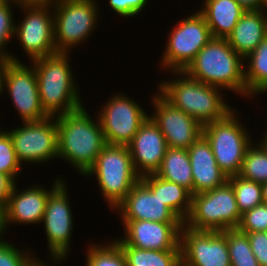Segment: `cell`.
Returning <instances> with one entry per match:
<instances>
[{
	"label": "cell",
	"mask_w": 267,
	"mask_h": 266,
	"mask_svg": "<svg viewBox=\"0 0 267 266\" xmlns=\"http://www.w3.org/2000/svg\"><path fill=\"white\" fill-rule=\"evenodd\" d=\"M96 117V120H95ZM92 118L84 106L56 117L60 159L82 176L94 165L107 145L100 121Z\"/></svg>",
	"instance_id": "cell-1"
},
{
	"label": "cell",
	"mask_w": 267,
	"mask_h": 266,
	"mask_svg": "<svg viewBox=\"0 0 267 266\" xmlns=\"http://www.w3.org/2000/svg\"><path fill=\"white\" fill-rule=\"evenodd\" d=\"M169 74L175 79L169 77L168 81H160L157 91L202 126L224 119L235 109L224 101L223 90L219 87L192 79L184 71H170Z\"/></svg>",
	"instance_id": "cell-2"
},
{
	"label": "cell",
	"mask_w": 267,
	"mask_h": 266,
	"mask_svg": "<svg viewBox=\"0 0 267 266\" xmlns=\"http://www.w3.org/2000/svg\"><path fill=\"white\" fill-rule=\"evenodd\" d=\"M70 55L56 53L31 61L36 72L40 102L49 117L67 114L84 106Z\"/></svg>",
	"instance_id": "cell-3"
},
{
	"label": "cell",
	"mask_w": 267,
	"mask_h": 266,
	"mask_svg": "<svg viewBox=\"0 0 267 266\" xmlns=\"http://www.w3.org/2000/svg\"><path fill=\"white\" fill-rule=\"evenodd\" d=\"M184 72L192 79L246 98L244 59L227 39L211 38Z\"/></svg>",
	"instance_id": "cell-4"
},
{
	"label": "cell",
	"mask_w": 267,
	"mask_h": 266,
	"mask_svg": "<svg viewBox=\"0 0 267 266\" xmlns=\"http://www.w3.org/2000/svg\"><path fill=\"white\" fill-rule=\"evenodd\" d=\"M96 177L98 189L109 207L116 206L140 179L127 146L107 144L83 177Z\"/></svg>",
	"instance_id": "cell-5"
},
{
	"label": "cell",
	"mask_w": 267,
	"mask_h": 266,
	"mask_svg": "<svg viewBox=\"0 0 267 266\" xmlns=\"http://www.w3.org/2000/svg\"><path fill=\"white\" fill-rule=\"evenodd\" d=\"M52 6L57 53H71L94 35L100 18L97 0H55Z\"/></svg>",
	"instance_id": "cell-6"
},
{
	"label": "cell",
	"mask_w": 267,
	"mask_h": 266,
	"mask_svg": "<svg viewBox=\"0 0 267 266\" xmlns=\"http://www.w3.org/2000/svg\"><path fill=\"white\" fill-rule=\"evenodd\" d=\"M241 215L233 187L227 180L211 191L192 195L184 226L197 231H225L237 228Z\"/></svg>",
	"instance_id": "cell-7"
},
{
	"label": "cell",
	"mask_w": 267,
	"mask_h": 266,
	"mask_svg": "<svg viewBox=\"0 0 267 266\" xmlns=\"http://www.w3.org/2000/svg\"><path fill=\"white\" fill-rule=\"evenodd\" d=\"M238 113L234 109L224 119L203 126V136L211 145L216 163L228 177L239 174L245 153L255 142Z\"/></svg>",
	"instance_id": "cell-8"
},
{
	"label": "cell",
	"mask_w": 267,
	"mask_h": 266,
	"mask_svg": "<svg viewBox=\"0 0 267 266\" xmlns=\"http://www.w3.org/2000/svg\"><path fill=\"white\" fill-rule=\"evenodd\" d=\"M168 33L160 60L161 69L168 72L184 71L213 38L204 16L197 10L178 21Z\"/></svg>",
	"instance_id": "cell-9"
},
{
	"label": "cell",
	"mask_w": 267,
	"mask_h": 266,
	"mask_svg": "<svg viewBox=\"0 0 267 266\" xmlns=\"http://www.w3.org/2000/svg\"><path fill=\"white\" fill-rule=\"evenodd\" d=\"M9 133L18 161L25 164H42L57 159L58 132L56 117H48L37 122H23Z\"/></svg>",
	"instance_id": "cell-10"
},
{
	"label": "cell",
	"mask_w": 267,
	"mask_h": 266,
	"mask_svg": "<svg viewBox=\"0 0 267 266\" xmlns=\"http://www.w3.org/2000/svg\"><path fill=\"white\" fill-rule=\"evenodd\" d=\"M23 17L15 23L14 39L22 46L26 56L33 61L56 54L54 43V15L52 3L20 6ZM16 37V38H15Z\"/></svg>",
	"instance_id": "cell-11"
},
{
	"label": "cell",
	"mask_w": 267,
	"mask_h": 266,
	"mask_svg": "<svg viewBox=\"0 0 267 266\" xmlns=\"http://www.w3.org/2000/svg\"><path fill=\"white\" fill-rule=\"evenodd\" d=\"M109 98L96 113L103 134L107 144L127 146L149 114L125 92Z\"/></svg>",
	"instance_id": "cell-12"
},
{
	"label": "cell",
	"mask_w": 267,
	"mask_h": 266,
	"mask_svg": "<svg viewBox=\"0 0 267 266\" xmlns=\"http://www.w3.org/2000/svg\"><path fill=\"white\" fill-rule=\"evenodd\" d=\"M65 181L50 194L42 220L49 257H69L71 254L69 251L74 230V216Z\"/></svg>",
	"instance_id": "cell-13"
},
{
	"label": "cell",
	"mask_w": 267,
	"mask_h": 266,
	"mask_svg": "<svg viewBox=\"0 0 267 266\" xmlns=\"http://www.w3.org/2000/svg\"><path fill=\"white\" fill-rule=\"evenodd\" d=\"M12 61L6 76L3 94L8 92L12 105L23 122H37L48 118L42 108L36 72L33 64Z\"/></svg>",
	"instance_id": "cell-14"
},
{
	"label": "cell",
	"mask_w": 267,
	"mask_h": 266,
	"mask_svg": "<svg viewBox=\"0 0 267 266\" xmlns=\"http://www.w3.org/2000/svg\"><path fill=\"white\" fill-rule=\"evenodd\" d=\"M153 112L149 117L165 137L167 147L188 149L203 135V126L190 115L174 107L157 90L152 92Z\"/></svg>",
	"instance_id": "cell-15"
},
{
	"label": "cell",
	"mask_w": 267,
	"mask_h": 266,
	"mask_svg": "<svg viewBox=\"0 0 267 266\" xmlns=\"http://www.w3.org/2000/svg\"><path fill=\"white\" fill-rule=\"evenodd\" d=\"M180 247L182 266H231L222 231H197L183 225Z\"/></svg>",
	"instance_id": "cell-16"
},
{
	"label": "cell",
	"mask_w": 267,
	"mask_h": 266,
	"mask_svg": "<svg viewBox=\"0 0 267 266\" xmlns=\"http://www.w3.org/2000/svg\"><path fill=\"white\" fill-rule=\"evenodd\" d=\"M62 176H56L51 189L41 185H32L18 189L16 183L9 197L7 205L2 209V229L1 235H5L7 228L11 225L41 224L46 209L47 200L50 194L64 181Z\"/></svg>",
	"instance_id": "cell-17"
},
{
	"label": "cell",
	"mask_w": 267,
	"mask_h": 266,
	"mask_svg": "<svg viewBox=\"0 0 267 266\" xmlns=\"http://www.w3.org/2000/svg\"><path fill=\"white\" fill-rule=\"evenodd\" d=\"M124 237L112 239L116 244L149 250H181L180 231L184 222L121 220Z\"/></svg>",
	"instance_id": "cell-18"
},
{
	"label": "cell",
	"mask_w": 267,
	"mask_h": 266,
	"mask_svg": "<svg viewBox=\"0 0 267 266\" xmlns=\"http://www.w3.org/2000/svg\"><path fill=\"white\" fill-rule=\"evenodd\" d=\"M120 220L183 222L151 189L139 179L128 195L116 206Z\"/></svg>",
	"instance_id": "cell-19"
},
{
	"label": "cell",
	"mask_w": 267,
	"mask_h": 266,
	"mask_svg": "<svg viewBox=\"0 0 267 266\" xmlns=\"http://www.w3.org/2000/svg\"><path fill=\"white\" fill-rule=\"evenodd\" d=\"M127 147L133 167L142 177L156 173L165 156L167 144L158 126L148 116Z\"/></svg>",
	"instance_id": "cell-20"
},
{
	"label": "cell",
	"mask_w": 267,
	"mask_h": 266,
	"mask_svg": "<svg viewBox=\"0 0 267 266\" xmlns=\"http://www.w3.org/2000/svg\"><path fill=\"white\" fill-rule=\"evenodd\" d=\"M193 176V195L223 185L228 176L216 163L210 143L202 135L187 149Z\"/></svg>",
	"instance_id": "cell-21"
},
{
	"label": "cell",
	"mask_w": 267,
	"mask_h": 266,
	"mask_svg": "<svg viewBox=\"0 0 267 266\" xmlns=\"http://www.w3.org/2000/svg\"><path fill=\"white\" fill-rule=\"evenodd\" d=\"M267 37V10L245 11L232 33L229 45L245 59Z\"/></svg>",
	"instance_id": "cell-22"
},
{
	"label": "cell",
	"mask_w": 267,
	"mask_h": 266,
	"mask_svg": "<svg viewBox=\"0 0 267 266\" xmlns=\"http://www.w3.org/2000/svg\"><path fill=\"white\" fill-rule=\"evenodd\" d=\"M198 10L205 18L212 37L226 39L246 11L236 0H203Z\"/></svg>",
	"instance_id": "cell-23"
},
{
	"label": "cell",
	"mask_w": 267,
	"mask_h": 266,
	"mask_svg": "<svg viewBox=\"0 0 267 266\" xmlns=\"http://www.w3.org/2000/svg\"><path fill=\"white\" fill-rule=\"evenodd\" d=\"M140 179L184 222L191 210L192 194L185 187L155 174Z\"/></svg>",
	"instance_id": "cell-24"
},
{
	"label": "cell",
	"mask_w": 267,
	"mask_h": 266,
	"mask_svg": "<svg viewBox=\"0 0 267 266\" xmlns=\"http://www.w3.org/2000/svg\"><path fill=\"white\" fill-rule=\"evenodd\" d=\"M155 175L185 187L193 195L192 167L187 149L167 147Z\"/></svg>",
	"instance_id": "cell-25"
},
{
	"label": "cell",
	"mask_w": 267,
	"mask_h": 266,
	"mask_svg": "<svg viewBox=\"0 0 267 266\" xmlns=\"http://www.w3.org/2000/svg\"><path fill=\"white\" fill-rule=\"evenodd\" d=\"M244 79L249 100L267 89V37L244 59Z\"/></svg>",
	"instance_id": "cell-26"
},
{
	"label": "cell",
	"mask_w": 267,
	"mask_h": 266,
	"mask_svg": "<svg viewBox=\"0 0 267 266\" xmlns=\"http://www.w3.org/2000/svg\"><path fill=\"white\" fill-rule=\"evenodd\" d=\"M125 256L127 266H182L181 250H149L117 244Z\"/></svg>",
	"instance_id": "cell-27"
},
{
	"label": "cell",
	"mask_w": 267,
	"mask_h": 266,
	"mask_svg": "<svg viewBox=\"0 0 267 266\" xmlns=\"http://www.w3.org/2000/svg\"><path fill=\"white\" fill-rule=\"evenodd\" d=\"M238 176L260 184L267 183V153L258 142H253L247 149Z\"/></svg>",
	"instance_id": "cell-28"
},
{
	"label": "cell",
	"mask_w": 267,
	"mask_h": 266,
	"mask_svg": "<svg viewBox=\"0 0 267 266\" xmlns=\"http://www.w3.org/2000/svg\"><path fill=\"white\" fill-rule=\"evenodd\" d=\"M222 232L226 235L231 266H260L251 250L247 234L237 228Z\"/></svg>",
	"instance_id": "cell-29"
},
{
	"label": "cell",
	"mask_w": 267,
	"mask_h": 266,
	"mask_svg": "<svg viewBox=\"0 0 267 266\" xmlns=\"http://www.w3.org/2000/svg\"><path fill=\"white\" fill-rule=\"evenodd\" d=\"M228 181L233 187L241 214L263 203L262 184L243 179L238 175L228 177Z\"/></svg>",
	"instance_id": "cell-30"
},
{
	"label": "cell",
	"mask_w": 267,
	"mask_h": 266,
	"mask_svg": "<svg viewBox=\"0 0 267 266\" xmlns=\"http://www.w3.org/2000/svg\"><path fill=\"white\" fill-rule=\"evenodd\" d=\"M86 266H127L120 247L110 240L107 244L88 243Z\"/></svg>",
	"instance_id": "cell-31"
},
{
	"label": "cell",
	"mask_w": 267,
	"mask_h": 266,
	"mask_svg": "<svg viewBox=\"0 0 267 266\" xmlns=\"http://www.w3.org/2000/svg\"><path fill=\"white\" fill-rule=\"evenodd\" d=\"M15 245L0 235V266H34L37 254L29 248L20 249Z\"/></svg>",
	"instance_id": "cell-32"
},
{
	"label": "cell",
	"mask_w": 267,
	"mask_h": 266,
	"mask_svg": "<svg viewBox=\"0 0 267 266\" xmlns=\"http://www.w3.org/2000/svg\"><path fill=\"white\" fill-rule=\"evenodd\" d=\"M14 5L9 0H0V55H10L13 61L20 62L21 59L6 50V46H9V43L14 38L15 12L12 10L14 9L13 7H16Z\"/></svg>",
	"instance_id": "cell-33"
},
{
	"label": "cell",
	"mask_w": 267,
	"mask_h": 266,
	"mask_svg": "<svg viewBox=\"0 0 267 266\" xmlns=\"http://www.w3.org/2000/svg\"><path fill=\"white\" fill-rule=\"evenodd\" d=\"M0 128V172L9 175L17 182L22 165L17 159L9 133L4 128Z\"/></svg>",
	"instance_id": "cell-34"
},
{
	"label": "cell",
	"mask_w": 267,
	"mask_h": 266,
	"mask_svg": "<svg viewBox=\"0 0 267 266\" xmlns=\"http://www.w3.org/2000/svg\"><path fill=\"white\" fill-rule=\"evenodd\" d=\"M240 232H267V204H260L241 215L237 227Z\"/></svg>",
	"instance_id": "cell-35"
},
{
	"label": "cell",
	"mask_w": 267,
	"mask_h": 266,
	"mask_svg": "<svg viewBox=\"0 0 267 266\" xmlns=\"http://www.w3.org/2000/svg\"><path fill=\"white\" fill-rule=\"evenodd\" d=\"M147 3L148 0H108V7L120 17L131 18L141 15Z\"/></svg>",
	"instance_id": "cell-36"
},
{
	"label": "cell",
	"mask_w": 267,
	"mask_h": 266,
	"mask_svg": "<svg viewBox=\"0 0 267 266\" xmlns=\"http://www.w3.org/2000/svg\"><path fill=\"white\" fill-rule=\"evenodd\" d=\"M252 252L260 266H267V232L246 233Z\"/></svg>",
	"instance_id": "cell-37"
},
{
	"label": "cell",
	"mask_w": 267,
	"mask_h": 266,
	"mask_svg": "<svg viewBox=\"0 0 267 266\" xmlns=\"http://www.w3.org/2000/svg\"><path fill=\"white\" fill-rule=\"evenodd\" d=\"M15 184L16 182L9 175L0 172V207L2 209L7 205Z\"/></svg>",
	"instance_id": "cell-38"
},
{
	"label": "cell",
	"mask_w": 267,
	"mask_h": 266,
	"mask_svg": "<svg viewBox=\"0 0 267 266\" xmlns=\"http://www.w3.org/2000/svg\"><path fill=\"white\" fill-rule=\"evenodd\" d=\"M12 61L10 55H0V96L4 90L6 71Z\"/></svg>",
	"instance_id": "cell-39"
},
{
	"label": "cell",
	"mask_w": 267,
	"mask_h": 266,
	"mask_svg": "<svg viewBox=\"0 0 267 266\" xmlns=\"http://www.w3.org/2000/svg\"><path fill=\"white\" fill-rule=\"evenodd\" d=\"M246 11L263 10L267 7V0H236Z\"/></svg>",
	"instance_id": "cell-40"
},
{
	"label": "cell",
	"mask_w": 267,
	"mask_h": 266,
	"mask_svg": "<svg viewBox=\"0 0 267 266\" xmlns=\"http://www.w3.org/2000/svg\"><path fill=\"white\" fill-rule=\"evenodd\" d=\"M19 8L20 6L46 5L53 0H9Z\"/></svg>",
	"instance_id": "cell-41"
},
{
	"label": "cell",
	"mask_w": 267,
	"mask_h": 266,
	"mask_svg": "<svg viewBox=\"0 0 267 266\" xmlns=\"http://www.w3.org/2000/svg\"><path fill=\"white\" fill-rule=\"evenodd\" d=\"M51 260H52V262H54V265L53 266H58L59 265V263H65L64 261H66V259H67V257H51L50 258ZM45 261H43V260H41L40 258H38V256H37V258H36V260H35V263H34V266H49L48 264H50V263H47V262H45ZM58 264V265H57Z\"/></svg>",
	"instance_id": "cell-42"
},
{
	"label": "cell",
	"mask_w": 267,
	"mask_h": 266,
	"mask_svg": "<svg viewBox=\"0 0 267 266\" xmlns=\"http://www.w3.org/2000/svg\"><path fill=\"white\" fill-rule=\"evenodd\" d=\"M256 142H258L266 151L267 153V135L264 133L263 136H260V140H256Z\"/></svg>",
	"instance_id": "cell-43"
},
{
	"label": "cell",
	"mask_w": 267,
	"mask_h": 266,
	"mask_svg": "<svg viewBox=\"0 0 267 266\" xmlns=\"http://www.w3.org/2000/svg\"><path fill=\"white\" fill-rule=\"evenodd\" d=\"M263 203L267 204V183L262 184Z\"/></svg>",
	"instance_id": "cell-44"
},
{
	"label": "cell",
	"mask_w": 267,
	"mask_h": 266,
	"mask_svg": "<svg viewBox=\"0 0 267 266\" xmlns=\"http://www.w3.org/2000/svg\"><path fill=\"white\" fill-rule=\"evenodd\" d=\"M1 229H2V208L0 207V235H1Z\"/></svg>",
	"instance_id": "cell-45"
},
{
	"label": "cell",
	"mask_w": 267,
	"mask_h": 266,
	"mask_svg": "<svg viewBox=\"0 0 267 266\" xmlns=\"http://www.w3.org/2000/svg\"><path fill=\"white\" fill-rule=\"evenodd\" d=\"M266 92H267V89H266V90H265V91H264V92H263L261 95H263L264 93L267 95V93H266Z\"/></svg>",
	"instance_id": "cell-46"
}]
</instances>
